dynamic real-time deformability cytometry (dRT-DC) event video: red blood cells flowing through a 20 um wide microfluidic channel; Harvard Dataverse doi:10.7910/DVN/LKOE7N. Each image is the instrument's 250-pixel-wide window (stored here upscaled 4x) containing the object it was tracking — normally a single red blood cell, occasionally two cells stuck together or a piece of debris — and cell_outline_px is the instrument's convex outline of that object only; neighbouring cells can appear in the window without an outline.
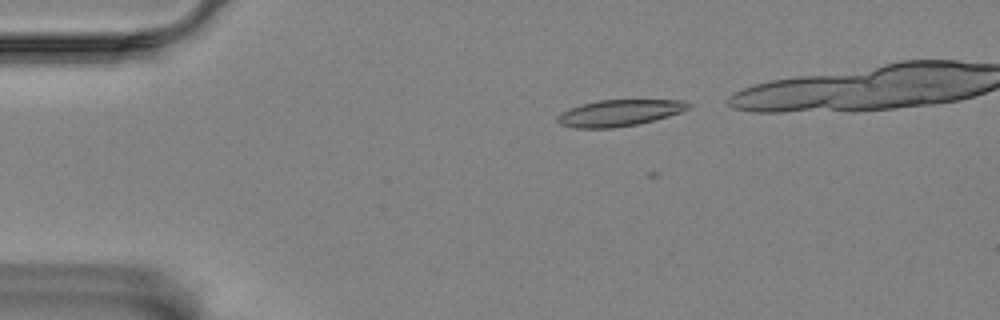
{"species": "Egyptian fruit bat (a non-hibernating species)", "species_latin": "Rousettus aegyptiacus", "temperature_condition": "room temperature", "stored_images_in_passage": 40, "camera_frame_rate_fps": 3000, "um_per_image_px": 0.085, "animal": {"sex": "female"}, "frame": {"image": 1, "passage_image": 4, "time_ms": 1.0, "image_size_px": [1000, 320], "cell_outline_px": [[688, 108], [680, 112], [668, 116], [636, 124], [612, 128], [576, 128], [560, 124], [556, 120], [556, 116], [560, 112], [584, 104], [600, 100], [680, 100], [688, 104]], "centroid_in_image_um": [52.58, 9.6], "position_along_channel_um": 32.4, "area_um2": 19.71}}
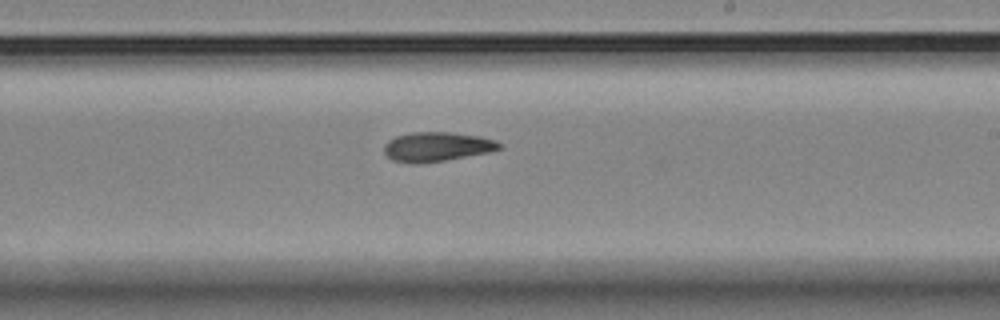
{"frame": {"image": 2, "passage_image": 27, "time_ms": 8.667, "image_size_px": [1000, 320], "cell_outline_px": [[500, 148], [488, 152], [444, 160], [416, 164], [412, 164], [392, 160], [384, 152], [384, 144], [388, 140], [396, 136], [412, 132], [452, 132], [480, 136], [496, 140], [500, 144]], "centroid_in_image_um": [37.09, 12.46], "position_along_channel_um": 251.9, "area_um2": 19.65}}
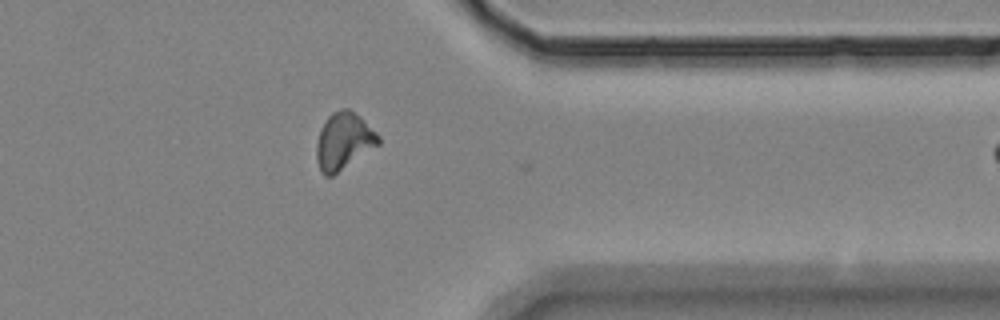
{"frame": {"image": 3, "passage_image": 39, "time_ms": 12.667, "image_size_px": [1000, 320], "cell_outline_px": [[380, 144], [332, 176], [324, 176], [320, 172], [316, 160], [316, 144], [320, 128], [324, 120], [332, 112], [340, 108], [348, 108], [360, 116], [380, 136]], "centroid_in_image_um": [29.19, 11.98], "position_along_channel_um": 382.2, "area_um2": 20.75}}